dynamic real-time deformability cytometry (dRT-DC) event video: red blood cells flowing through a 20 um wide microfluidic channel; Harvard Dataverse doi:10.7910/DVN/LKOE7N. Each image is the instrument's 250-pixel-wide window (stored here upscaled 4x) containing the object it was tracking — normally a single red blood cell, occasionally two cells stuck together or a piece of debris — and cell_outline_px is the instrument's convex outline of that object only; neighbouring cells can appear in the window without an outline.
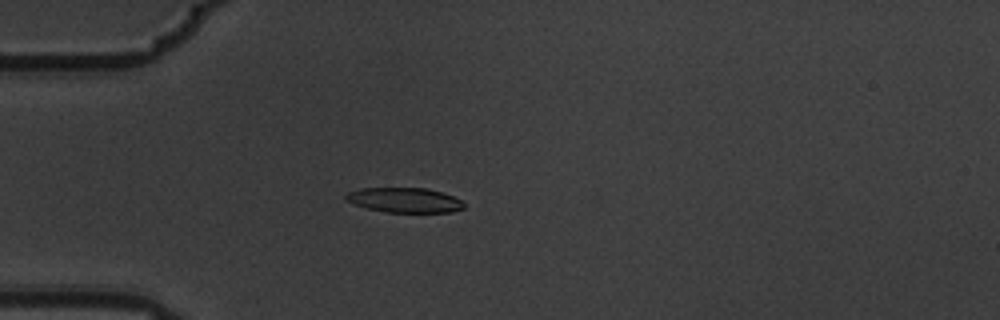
{"species": "common noctule bat (a hibernating species)", "species_latin": "Nyctalus noctula", "temperature_condition": "warm", "stored_images_in_passage": 4, "camera_frame_rate_fps": 3000, "um_per_image_px": 0.085, "animal": {"sex": "male", "body_mass_g": 19.5, "forearm_length_mm": 54.6}, "frame": {"image": 1, "passage_image": 4, "time_ms": 1.0, "image_size_px": [1000, 320], "cell_outline_px": [[464, 208], [452, 212], [388, 212], [368, 208], [356, 204], [348, 200], [344, 196], [348, 192], [360, 188], [428, 188], [452, 196], [460, 200], [464, 204]], "centroid_in_image_um": [34.4, 17.0], "position_along_channel_um": 50.6, "area_um2": 16.82}}